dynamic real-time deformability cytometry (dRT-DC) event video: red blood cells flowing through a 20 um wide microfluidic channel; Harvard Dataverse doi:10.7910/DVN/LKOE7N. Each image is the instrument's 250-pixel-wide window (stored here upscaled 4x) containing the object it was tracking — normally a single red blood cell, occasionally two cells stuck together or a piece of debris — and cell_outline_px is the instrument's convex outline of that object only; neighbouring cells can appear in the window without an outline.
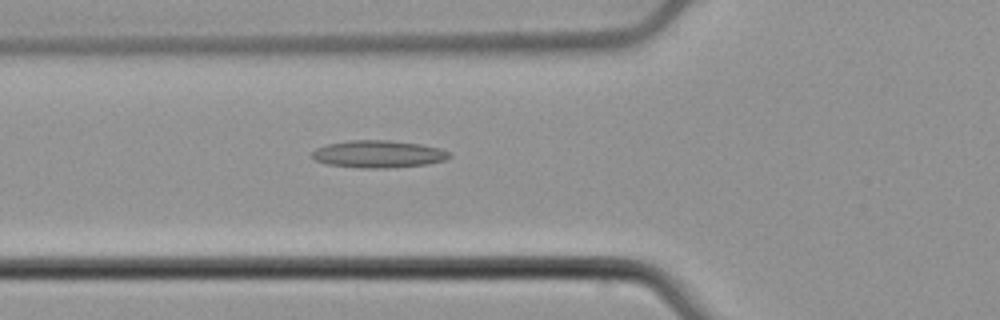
{"species": "common noctule bat (a hibernating species)", "species_latin": "Nyctalus noctula", "temperature_condition": "cold", "stored_images_in_passage": 54, "camera_frame_rate_fps": 3000, "um_per_image_px": 0.085, "animal": {"sex": "male", "body_mass_g": 21.5, "forearm_length_mm": 52.0}, "frame": {"image": 1, "passage_image": 20, "time_ms": 6.333, "image_size_px": [1000, 320], "cell_outline_px": [[452, 156], [444, 160], [428, 164], [384, 168], [360, 168], [324, 164], [308, 156], [316, 148], [328, 144], [348, 140], [388, 140], [420, 144], [440, 148], [448, 152]], "centroid_in_image_um": [32.11, 13.1], "position_along_channel_um": 93.7, "area_um2": 21.96}}
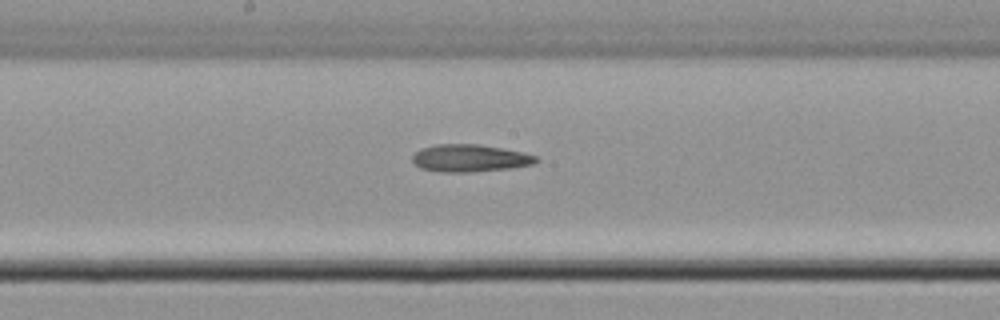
{"frame": {"image": 2, "passage_image": 29, "time_ms": 9.333, "image_size_px": [1000, 320], "cell_outline_px": [[540, 160], [532, 164], [512, 168], [472, 172], [440, 172], [420, 168], [412, 160], [412, 156], [420, 148], [436, 144], [480, 144], [524, 152], [536, 156]], "centroid_in_image_um": [39.94, 13.44], "position_along_channel_um": 208.3, "area_um2": 19.88}}
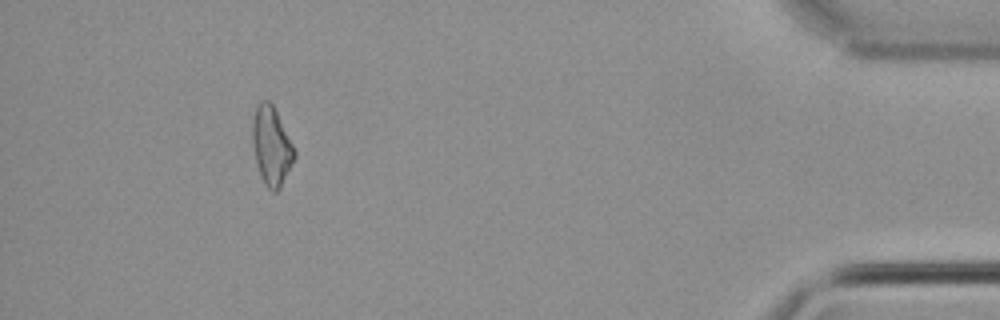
{"frame": {"image": 3, "passage_image": 50, "time_ms": 16.333, "image_size_px": [1000, 320], "cell_outline_px": [[296, 156], [280, 188], [276, 192], [272, 192], [264, 184], [252, 148], [252, 116], [256, 104], [260, 100], [268, 100], [272, 104], [296, 152]], "centroid_in_image_um": [23.05, 12.39], "position_along_channel_um": 412.2, "area_um2": 19.13}, "authors_computed_cell_mechanics": {"area_um2": 19.7098, "velocity_mm_per_s": 3.8067, "shape_relaxation_time_tau1_ms": null, "shape_relaxation_time_tau2_ms": 7.2562, "deformation_change_tau1": null, "deformation_change_tau2": 0.2169}}